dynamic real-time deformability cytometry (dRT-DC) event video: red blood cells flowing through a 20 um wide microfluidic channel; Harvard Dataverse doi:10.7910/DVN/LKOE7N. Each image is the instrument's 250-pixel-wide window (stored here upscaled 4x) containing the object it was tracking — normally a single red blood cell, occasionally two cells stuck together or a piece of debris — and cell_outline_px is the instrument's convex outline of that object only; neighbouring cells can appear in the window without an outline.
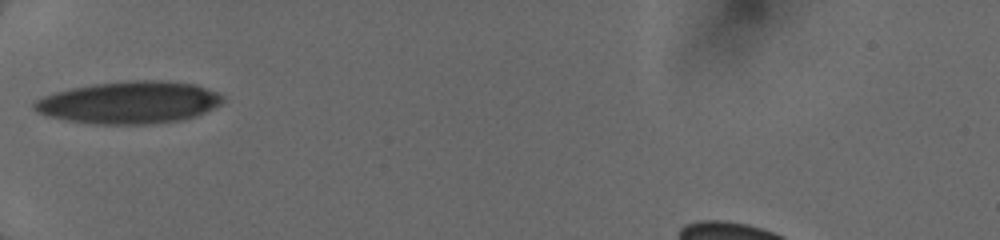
{"species": "human", "species_latin": "Homo sapiens", "temperature_condition": "cold", "stored_images_in_passage": 8, "camera_frame_rate_fps": 3000, "um_per_image_px": 0.085, "donor": {"sex": "female"}, "frame": {"image": 1, "passage_image": 1, "time_ms": 0.0, "image_size_px": [1000, 240], "cell_outline_px": [[224, 100], [220, 104], [196, 116], [184, 120], [152, 124], [92, 124], [68, 120], [48, 116], [36, 112], [32, 108], [32, 104], [36, 100], [44, 96], [56, 92], [72, 88], [96, 84], [128, 80], [168, 80], [196, 84], [216, 92], [224, 96]], "centroid_in_image_um": [11.01, 8.71], "position_along_channel_um": 74.0, "area_um2": 46.59}}
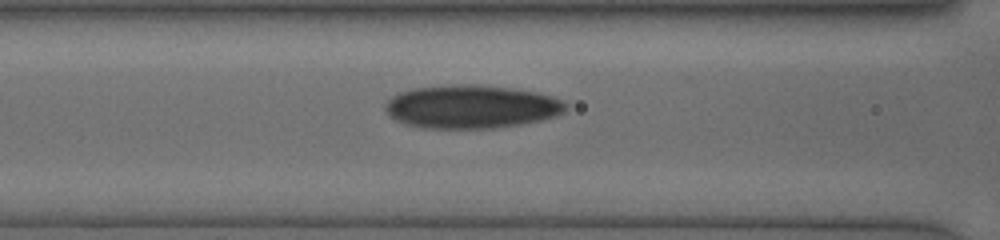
{"frame": {"image": 2, "passage_image": 6, "time_ms": 1.333, "image_size_px": [1000, 240], "cell_outline_px": [[568, 108], [564, 112], [556, 116], [540, 120], [520, 124], [496, 128], [420, 128], [404, 124], [388, 116], [384, 108], [384, 104], [392, 96], [400, 92], [412, 88], [452, 84], [472, 84], [508, 88], [536, 92], [552, 96], [564, 100], [568, 104]], "centroid_in_image_um": [40.04, 9.07], "position_along_channel_um": 126.6, "area_um2": 45.95}}
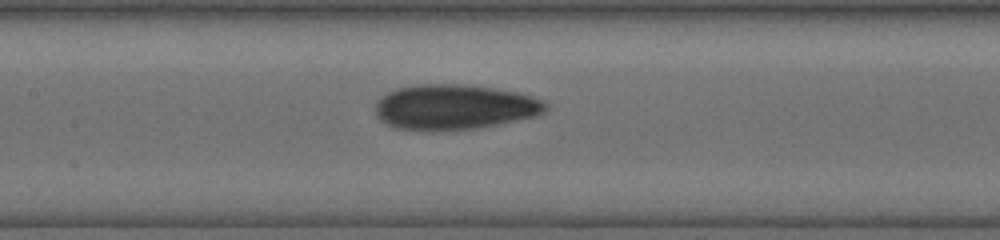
{"frame": {"image": 3, "passage_image": 8, "time_ms": 2.333, "image_size_px": [1000, 240], "cell_outline_px": [[548, 108], [544, 112], [536, 116], [476, 128], [432, 132], [396, 128], [380, 120], [376, 116], [376, 104], [380, 96], [396, 88], [416, 84], [468, 84], [496, 88], [516, 92], [532, 96], [544, 100], [548, 104]], "centroid_in_image_um": [38.61, 9.1], "position_along_channel_um": 168.8, "area_um2": 45.32}}